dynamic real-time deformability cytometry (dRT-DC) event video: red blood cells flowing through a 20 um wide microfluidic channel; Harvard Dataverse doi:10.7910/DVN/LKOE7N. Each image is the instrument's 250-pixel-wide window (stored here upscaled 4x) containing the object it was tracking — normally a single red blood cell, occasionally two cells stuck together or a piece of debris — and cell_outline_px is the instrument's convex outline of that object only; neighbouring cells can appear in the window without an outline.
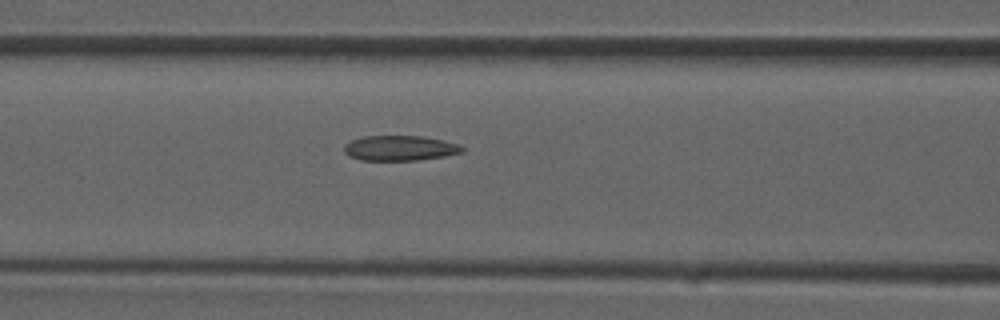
{"species": "common noctule bat (a hibernating species)", "species_latin": "Nyctalus noctula", "temperature_condition": "room temperature", "stored_images_in_passage": 26, "camera_frame_rate_fps": 3000, "um_per_image_px": 0.085, "animal": {"sex": "male", "forearm_length_mm": 52.5}, "frame": {"image": 1, "passage_image": 8, "time_ms": 2.333, "image_size_px": [1000, 320], "cell_outline_px": [[464, 152], [444, 156], [416, 160], [360, 160], [348, 156], [344, 152], [344, 144], [360, 136], [424, 136], [444, 140], [456, 144], [464, 148]], "centroid_in_image_um": [33.95, 12.58], "position_along_channel_um": 132.6, "area_um2": 17.34}}